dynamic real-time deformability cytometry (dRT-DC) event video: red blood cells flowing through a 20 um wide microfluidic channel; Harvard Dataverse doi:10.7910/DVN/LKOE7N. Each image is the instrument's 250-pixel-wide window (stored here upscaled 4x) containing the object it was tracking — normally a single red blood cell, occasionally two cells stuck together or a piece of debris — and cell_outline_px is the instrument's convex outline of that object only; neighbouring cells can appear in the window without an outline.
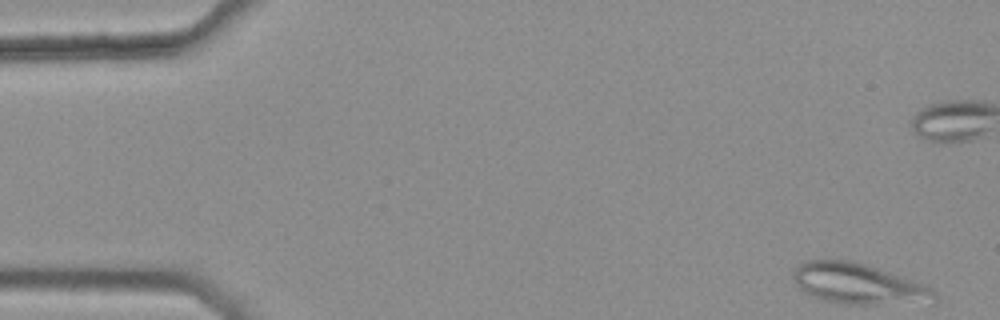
{"species": "common noctule bat (a hibernating species)", "species_latin": "Nyctalus noctula", "temperature_condition": "warm", "stored_images_in_passage": 5, "camera_frame_rate_fps": 3000, "um_per_image_px": 0.085, "animal": {"sex": "female", "body_mass_g": 25.1}, "frame": {"image": 1, "passage_image": 1, "time_ms": 0.0, "image_size_px": [1000, 320], "cell_outline_px": [[936, 304], [840, 304], [824, 300], [812, 296], [804, 292], [792, 280], [792, 268], [804, 260], [852, 260], [928, 284], [936, 292]], "centroid_in_image_um": [73.01, 24.14], "position_along_channel_um": 12.0, "area_um2": 34.33}}